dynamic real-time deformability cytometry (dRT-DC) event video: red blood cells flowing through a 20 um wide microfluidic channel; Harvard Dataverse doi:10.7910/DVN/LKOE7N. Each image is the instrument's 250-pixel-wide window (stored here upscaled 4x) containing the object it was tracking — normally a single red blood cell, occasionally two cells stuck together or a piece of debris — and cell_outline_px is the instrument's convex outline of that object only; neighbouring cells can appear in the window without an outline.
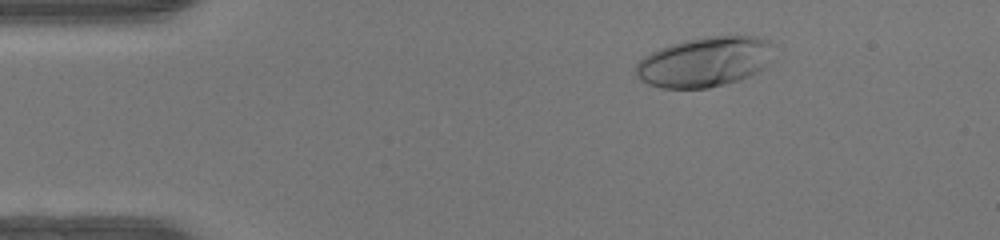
{"species": "human", "species_latin": "Homo sapiens", "temperature_condition": "warm", "stored_images_in_passage": 48, "camera_frame_rate_fps": 3000, "um_per_image_px": 0.085, "donor": {"sex": "female"}, "frame": {"image": 1, "passage_image": 7, "time_ms": 2.0, "image_size_px": [1000, 240], "cell_outline_px": [[776, 60], [764, 68], [740, 80], [708, 88], [660, 88], [648, 84], [640, 80], [636, 76], [636, 64], [644, 56], [660, 48], [672, 44], [708, 36], [756, 36], [768, 40], [772, 44]], "centroid_in_image_um": [59.96, 5.26], "position_along_channel_um": 25.0, "area_um2": 40.4}}
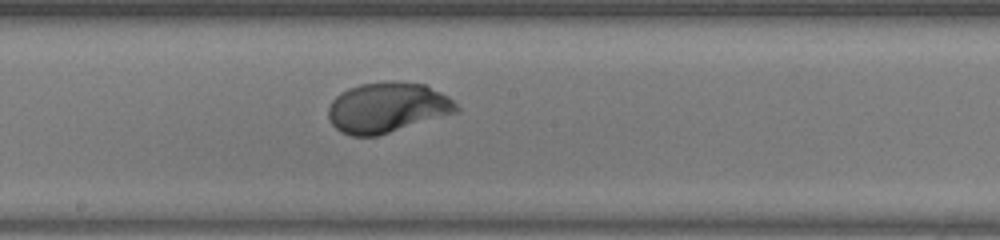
{"frame": {"image": 2, "passage_image": 26, "time_ms": 8.333, "image_size_px": [1000, 240], "cell_outline_px": [[460, 112], [376, 136], [352, 136], [340, 132], [332, 124], [328, 116], [328, 108], [332, 100], [336, 96], [348, 88], [360, 84], [392, 80], [424, 84], [448, 96], [460, 108]], "centroid_in_image_um": [32.93, 9.14], "position_along_channel_um": 215.3, "area_um2": 37.69}}
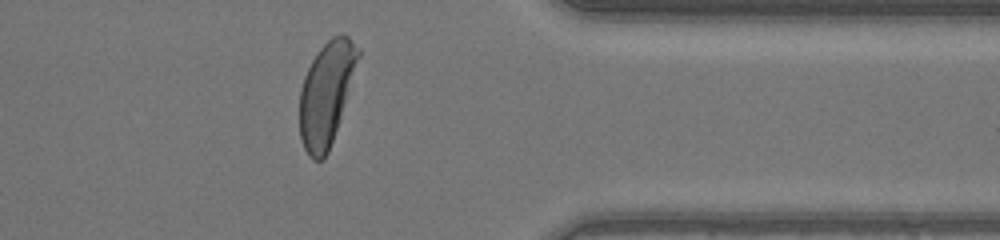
{"frame": {"image": 3, "passage_image": 39, "time_ms": 12.667, "image_size_px": [1000, 240], "cell_outline_px": [[360, 56], [328, 152], [320, 160], [312, 160], [308, 156], [304, 148], [300, 136], [300, 88], [304, 76], [312, 60], [320, 48], [332, 36], [348, 36], [360, 48]], "centroid_in_image_um": [27.72, 7.94], "position_along_channel_um": 383.7, "area_um2": 34.51}, "authors_computed_cell_mechanics": {"area_um2": 37.2521, "velocity_mm_per_s": 4.2017, "shape_relaxation_time_tau1_ms": 3.1692, "shape_relaxation_time_tau2_ms": null, "deformation_change_tau1": 0.2153, "deformation_change_tau2": null}}